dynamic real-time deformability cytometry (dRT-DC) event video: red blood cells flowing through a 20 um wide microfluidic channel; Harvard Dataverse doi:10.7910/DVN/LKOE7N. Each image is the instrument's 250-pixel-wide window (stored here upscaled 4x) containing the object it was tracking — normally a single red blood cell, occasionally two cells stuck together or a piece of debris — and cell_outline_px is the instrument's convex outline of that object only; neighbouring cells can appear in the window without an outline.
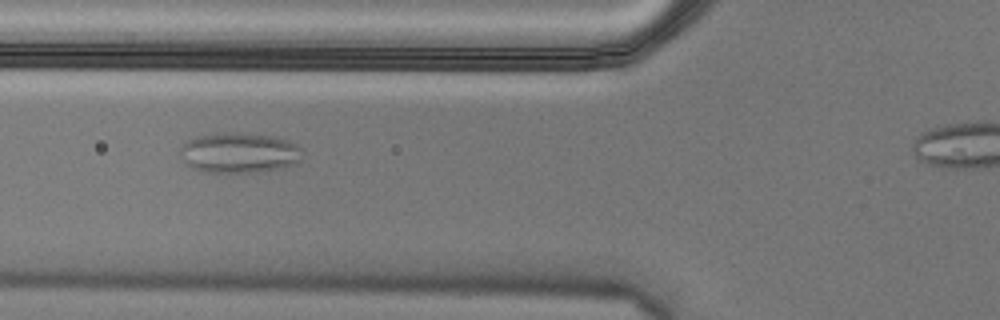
{"species": "Egyptian fruit bat (a non-hibernating species)", "species_latin": "Rousettus aegyptiacus", "temperature_condition": "cold", "stored_images_in_passage": 49, "camera_frame_rate_fps": 3000, "um_per_image_px": 0.085, "animal": {"sex": "male"}, "frame": {"image": 1, "passage_image": 21, "time_ms": 6.667, "image_size_px": [1000, 320], "cell_outline_px": [[304, 148], [300, 160], [296, 164], [280, 168], [256, 172], [204, 172], [192, 168], [184, 164], [180, 152], [180, 148], [188, 140], [196, 136], [216, 132], [240, 132], [276, 136], [288, 140]], "centroid_in_image_um": [20.34, 12.97], "position_along_channel_um": 105.5, "area_um2": 29.3}}
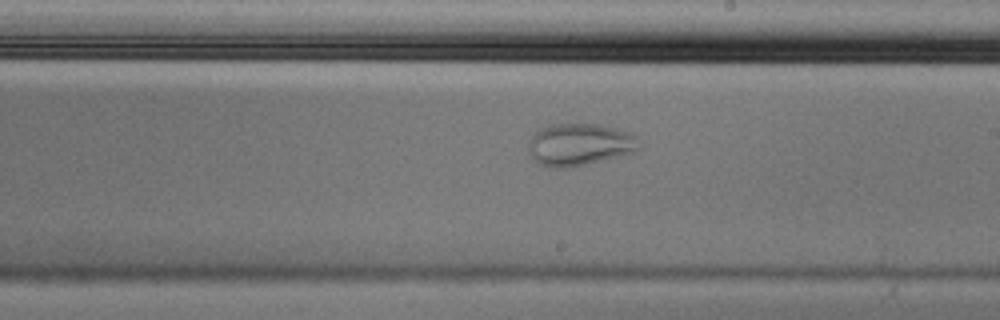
{"frame": {"image": 2, "passage_image": 32, "time_ms": 10.333, "image_size_px": [1000, 320], "cell_outline_px": [[640, 148], [636, 152], [572, 168], [556, 168], [540, 164], [528, 152], [528, 148], [532, 136], [540, 128], [548, 124], [600, 124], [628, 132], [636, 136]], "centroid_in_image_um": [49.28, 12.29], "position_along_channel_um": 239.7, "area_um2": 27.28}}
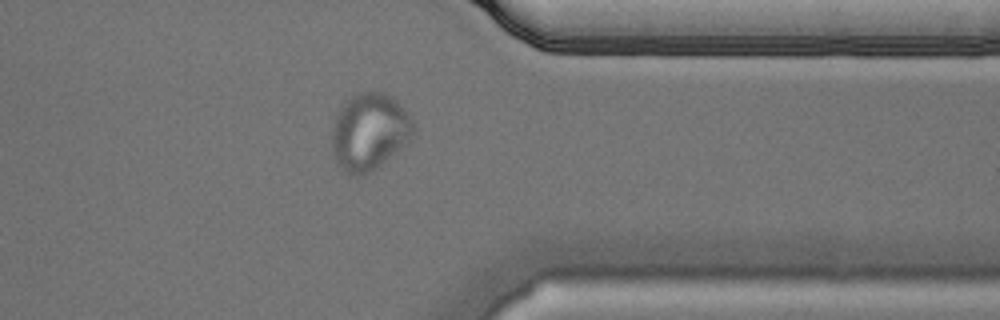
{"frame": {"image": 3, "passage_image": 44, "time_ms": 14.333, "image_size_px": [1000, 320], "cell_outline_px": [[416, 132], [412, 140], [372, 172], [356, 176], [348, 176], [340, 168], [332, 152], [332, 124], [340, 108], [352, 96], [364, 92], [384, 92], [416, 124]], "centroid_in_image_um": [31.39, 11.27], "position_along_channel_um": 380.0, "area_um2": 36.53}}